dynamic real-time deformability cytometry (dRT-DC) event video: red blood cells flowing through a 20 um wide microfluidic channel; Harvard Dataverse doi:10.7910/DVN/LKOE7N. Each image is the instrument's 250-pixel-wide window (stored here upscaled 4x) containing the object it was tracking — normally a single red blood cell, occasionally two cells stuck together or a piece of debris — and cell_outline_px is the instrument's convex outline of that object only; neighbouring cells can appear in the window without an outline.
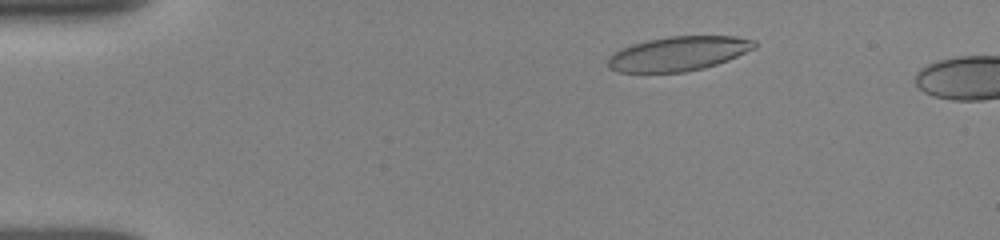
{"species": "human", "species_latin": "Homo sapiens", "temperature_condition": "room temperature", "stored_images_in_passage": 7, "camera_frame_rate_fps": 3000, "um_per_image_px": 0.085, "donor": {"sex": "female"}, "frame": {"image": 1, "passage_image": 4, "time_ms": 1.333, "image_size_px": [1000, 240], "cell_outline_px": [[756, 48], [728, 60], [704, 68], [684, 72], [616, 72], [608, 68], [608, 56], [632, 44], [648, 40], [668, 36], [736, 36], [756, 40]], "centroid_in_image_um": [57.69, 4.56], "position_along_channel_um": 27.3, "area_um2": 29.36}}